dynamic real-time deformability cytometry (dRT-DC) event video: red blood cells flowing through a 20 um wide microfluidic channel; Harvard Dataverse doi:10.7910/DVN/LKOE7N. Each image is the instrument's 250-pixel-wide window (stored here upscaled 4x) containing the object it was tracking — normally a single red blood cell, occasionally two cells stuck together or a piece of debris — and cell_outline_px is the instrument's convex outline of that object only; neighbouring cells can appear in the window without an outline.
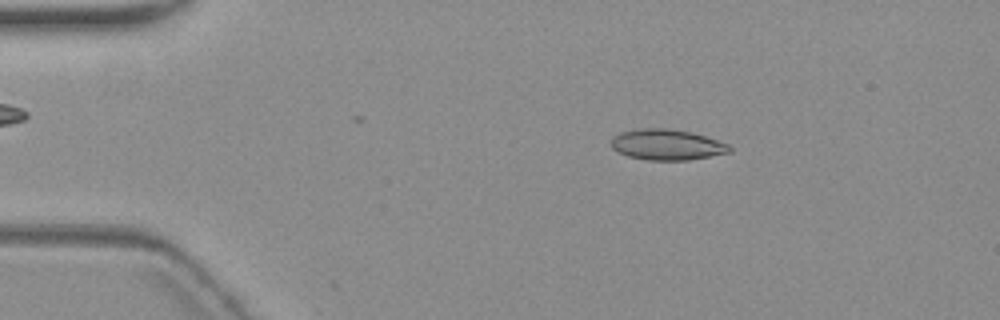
{"species": "common noctule bat (a hibernating species)", "species_latin": "Nyctalus noctula", "temperature_condition": "warm", "stored_images_in_passage": 5, "camera_frame_rate_fps": 3000, "um_per_image_px": 0.085, "animal": {"sex": "female", "body_mass_g": 19.3, "forearm_length_mm": 54.1}, "frame": {"image": 1, "passage_image": 2, "time_ms": 1.0, "image_size_px": [1000, 320], "cell_outline_px": [[732, 152], [688, 160], [648, 160], [628, 156], [612, 148], [612, 136], [620, 132], [644, 128], [668, 128], [688, 132], [704, 136], [728, 144], [732, 148]], "centroid_in_image_um": [56.69, 12.3], "position_along_channel_um": 28.3, "area_um2": 20.98}}
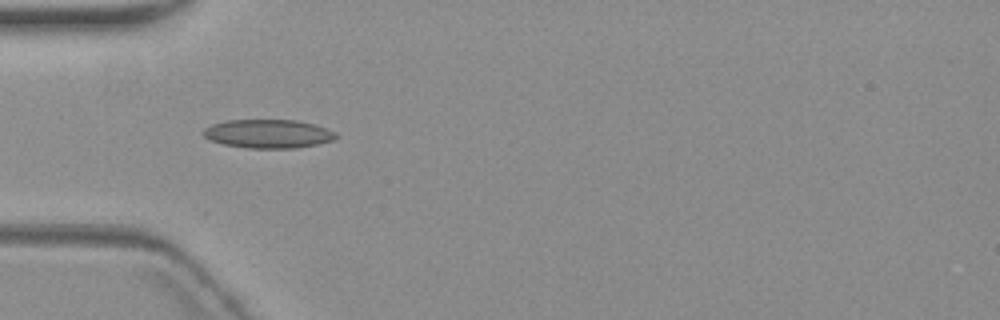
{"frame": {"image": 2, "passage_image": 4, "time_ms": 3.667, "image_size_px": [1000, 320], "cell_outline_px": [[340, 136], [332, 140], [316, 144], [296, 148], [248, 148], [224, 144], [208, 140], [200, 132], [204, 128], [212, 124], [228, 120], [296, 120], [312, 124], [336, 132]], "centroid_in_image_um": [22.76, 11.37], "position_along_channel_um": 62.2, "area_um2": 22.14}}
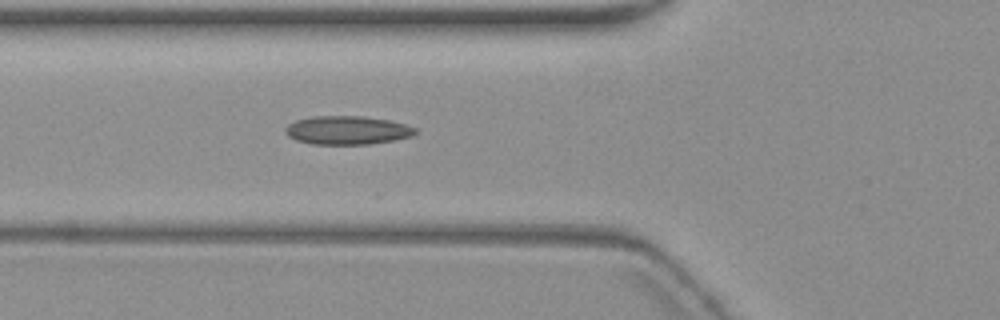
{"frame": {"image": 3, "passage_image": 5, "time_ms": 4.667, "image_size_px": [1000, 320], "cell_outline_px": [[416, 132], [412, 136], [396, 140], [368, 144], [312, 144], [296, 140], [288, 136], [284, 132], [284, 128], [288, 124], [296, 120], [312, 116], [364, 116], [388, 120], [404, 124], [416, 128]], "centroid_in_image_um": [29.49, 11.07], "position_along_channel_um": 96.3, "area_um2": 21.68}}